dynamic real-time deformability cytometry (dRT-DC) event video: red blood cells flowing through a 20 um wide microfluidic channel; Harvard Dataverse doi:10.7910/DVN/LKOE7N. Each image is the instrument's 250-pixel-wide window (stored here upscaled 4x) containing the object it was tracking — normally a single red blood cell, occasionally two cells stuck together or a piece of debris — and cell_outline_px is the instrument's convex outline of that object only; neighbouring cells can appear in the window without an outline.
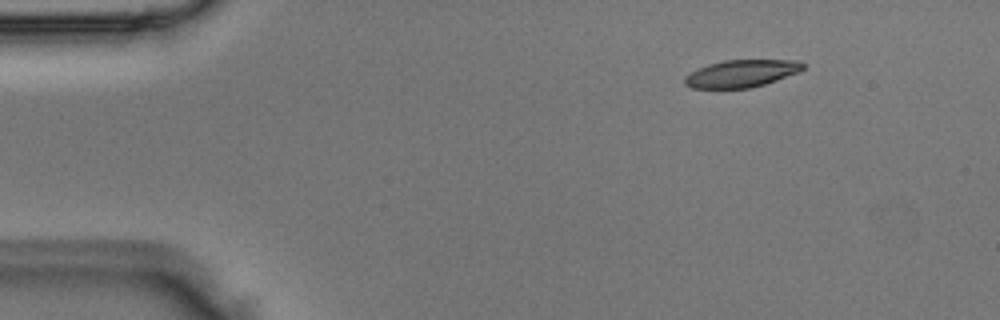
{"species": "Egyptian fruit bat (a non-hibernating species)", "species_latin": "Rousettus aegyptiacus", "temperature_condition": "room temperature", "stored_images_in_passage": 4, "camera_frame_rate_fps": 3000, "um_per_image_px": 0.085, "animal": {"sex": "male"}, "frame": {"image": 1, "passage_image": 2, "time_ms": 0.333, "image_size_px": [1000, 320], "cell_outline_px": [[804, 68], [800, 72], [752, 88], [692, 88], [684, 84], [684, 76], [696, 68], [708, 64], [724, 60], [800, 60], [804, 64]], "centroid_in_image_um": [63.01, 6.24], "position_along_channel_um": 22.0, "area_um2": 19.02}}